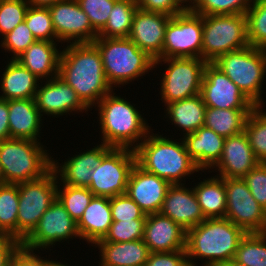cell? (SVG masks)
Listing matches in <instances>:
<instances>
[{
  "label": "cell",
  "mask_w": 266,
  "mask_h": 266,
  "mask_svg": "<svg viewBox=\"0 0 266 266\" xmlns=\"http://www.w3.org/2000/svg\"><path fill=\"white\" fill-rule=\"evenodd\" d=\"M3 184H5V181H4L2 168H1V165H0V186L3 185Z\"/></svg>",
  "instance_id": "cell-56"
},
{
  "label": "cell",
  "mask_w": 266,
  "mask_h": 266,
  "mask_svg": "<svg viewBox=\"0 0 266 266\" xmlns=\"http://www.w3.org/2000/svg\"><path fill=\"white\" fill-rule=\"evenodd\" d=\"M245 235L242 228L225 217L205 219L186 231L185 250L189 266H197L198 258L199 261L205 258L202 266H218L234 259Z\"/></svg>",
  "instance_id": "cell-2"
},
{
  "label": "cell",
  "mask_w": 266,
  "mask_h": 266,
  "mask_svg": "<svg viewBox=\"0 0 266 266\" xmlns=\"http://www.w3.org/2000/svg\"><path fill=\"white\" fill-rule=\"evenodd\" d=\"M253 109H218L206 107L204 126L224 138L244 132L247 117Z\"/></svg>",
  "instance_id": "cell-32"
},
{
  "label": "cell",
  "mask_w": 266,
  "mask_h": 266,
  "mask_svg": "<svg viewBox=\"0 0 266 266\" xmlns=\"http://www.w3.org/2000/svg\"><path fill=\"white\" fill-rule=\"evenodd\" d=\"M218 266H246V265L240 264V263L236 262L234 259H232V260H230L226 263L220 264Z\"/></svg>",
  "instance_id": "cell-53"
},
{
  "label": "cell",
  "mask_w": 266,
  "mask_h": 266,
  "mask_svg": "<svg viewBox=\"0 0 266 266\" xmlns=\"http://www.w3.org/2000/svg\"><path fill=\"white\" fill-rule=\"evenodd\" d=\"M206 107L218 109H253L255 105L213 63H207L200 92Z\"/></svg>",
  "instance_id": "cell-16"
},
{
  "label": "cell",
  "mask_w": 266,
  "mask_h": 266,
  "mask_svg": "<svg viewBox=\"0 0 266 266\" xmlns=\"http://www.w3.org/2000/svg\"><path fill=\"white\" fill-rule=\"evenodd\" d=\"M243 180L254 199L266 210V163L260 162Z\"/></svg>",
  "instance_id": "cell-46"
},
{
  "label": "cell",
  "mask_w": 266,
  "mask_h": 266,
  "mask_svg": "<svg viewBox=\"0 0 266 266\" xmlns=\"http://www.w3.org/2000/svg\"><path fill=\"white\" fill-rule=\"evenodd\" d=\"M172 184L163 201L160 213L179 224L185 231L199 225L206 218L197 201L193 187Z\"/></svg>",
  "instance_id": "cell-21"
},
{
  "label": "cell",
  "mask_w": 266,
  "mask_h": 266,
  "mask_svg": "<svg viewBox=\"0 0 266 266\" xmlns=\"http://www.w3.org/2000/svg\"><path fill=\"white\" fill-rule=\"evenodd\" d=\"M170 18L168 14L137 8L128 38L139 49L157 60L162 54L165 32Z\"/></svg>",
  "instance_id": "cell-20"
},
{
  "label": "cell",
  "mask_w": 266,
  "mask_h": 266,
  "mask_svg": "<svg viewBox=\"0 0 266 266\" xmlns=\"http://www.w3.org/2000/svg\"><path fill=\"white\" fill-rule=\"evenodd\" d=\"M57 44L56 41L36 40L15 60L40 81L49 80L59 73L62 51L56 48Z\"/></svg>",
  "instance_id": "cell-25"
},
{
  "label": "cell",
  "mask_w": 266,
  "mask_h": 266,
  "mask_svg": "<svg viewBox=\"0 0 266 266\" xmlns=\"http://www.w3.org/2000/svg\"><path fill=\"white\" fill-rule=\"evenodd\" d=\"M213 64L226 74L255 106H264L261 89L266 76V49L249 45L220 56Z\"/></svg>",
  "instance_id": "cell-7"
},
{
  "label": "cell",
  "mask_w": 266,
  "mask_h": 266,
  "mask_svg": "<svg viewBox=\"0 0 266 266\" xmlns=\"http://www.w3.org/2000/svg\"><path fill=\"white\" fill-rule=\"evenodd\" d=\"M247 46L246 14L203 16L201 59L213 63L220 56Z\"/></svg>",
  "instance_id": "cell-8"
},
{
  "label": "cell",
  "mask_w": 266,
  "mask_h": 266,
  "mask_svg": "<svg viewBox=\"0 0 266 266\" xmlns=\"http://www.w3.org/2000/svg\"><path fill=\"white\" fill-rule=\"evenodd\" d=\"M48 8L56 33V42L92 43L97 38L98 33L77 0H61Z\"/></svg>",
  "instance_id": "cell-15"
},
{
  "label": "cell",
  "mask_w": 266,
  "mask_h": 266,
  "mask_svg": "<svg viewBox=\"0 0 266 266\" xmlns=\"http://www.w3.org/2000/svg\"><path fill=\"white\" fill-rule=\"evenodd\" d=\"M116 1L117 0H77L97 33L105 27L109 14Z\"/></svg>",
  "instance_id": "cell-44"
},
{
  "label": "cell",
  "mask_w": 266,
  "mask_h": 266,
  "mask_svg": "<svg viewBox=\"0 0 266 266\" xmlns=\"http://www.w3.org/2000/svg\"><path fill=\"white\" fill-rule=\"evenodd\" d=\"M58 180L51 169L42 178L18 184L17 240L22 242L57 198Z\"/></svg>",
  "instance_id": "cell-9"
},
{
  "label": "cell",
  "mask_w": 266,
  "mask_h": 266,
  "mask_svg": "<svg viewBox=\"0 0 266 266\" xmlns=\"http://www.w3.org/2000/svg\"><path fill=\"white\" fill-rule=\"evenodd\" d=\"M103 142L83 153L75 154L61 164L52 158V170L60 183L68 186L85 187L91 183L93 170L97 168L102 159L113 149Z\"/></svg>",
  "instance_id": "cell-19"
},
{
  "label": "cell",
  "mask_w": 266,
  "mask_h": 266,
  "mask_svg": "<svg viewBox=\"0 0 266 266\" xmlns=\"http://www.w3.org/2000/svg\"><path fill=\"white\" fill-rule=\"evenodd\" d=\"M28 8L26 0H0V35H6L23 22Z\"/></svg>",
  "instance_id": "cell-42"
},
{
  "label": "cell",
  "mask_w": 266,
  "mask_h": 266,
  "mask_svg": "<svg viewBox=\"0 0 266 266\" xmlns=\"http://www.w3.org/2000/svg\"><path fill=\"white\" fill-rule=\"evenodd\" d=\"M226 188L225 218L246 233L266 232V210L254 199L243 178H223Z\"/></svg>",
  "instance_id": "cell-13"
},
{
  "label": "cell",
  "mask_w": 266,
  "mask_h": 266,
  "mask_svg": "<svg viewBox=\"0 0 266 266\" xmlns=\"http://www.w3.org/2000/svg\"><path fill=\"white\" fill-rule=\"evenodd\" d=\"M1 47L5 52H12V58L19 57L31 44L36 41L31 30L27 27L25 21L18 24L11 32L3 36Z\"/></svg>",
  "instance_id": "cell-43"
},
{
  "label": "cell",
  "mask_w": 266,
  "mask_h": 266,
  "mask_svg": "<svg viewBox=\"0 0 266 266\" xmlns=\"http://www.w3.org/2000/svg\"><path fill=\"white\" fill-rule=\"evenodd\" d=\"M115 94L112 90L95 105V109L97 106L99 111L98 123L103 136L101 140L110 147L134 150L153 129L135 104L133 106L121 98V95Z\"/></svg>",
  "instance_id": "cell-4"
},
{
  "label": "cell",
  "mask_w": 266,
  "mask_h": 266,
  "mask_svg": "<svg viewBox=\"0 0 266 266\" xmlns=\"http://www.w3.org/2000/svg\"><path fill=\"white\" fill-rule=\"evenodd\" d=\"M143 266H189L186 250L153 252Z\"/></svg>",
  "instance_id": "cell-48"
},
{
  "label": "cell",
  "mask_w": 266,
  "mask_h": 266,
  "mask_svg": "<svg viewBox=\"0 0 266 266\" xmlns=\"http://www.w3.org/2000/svg\"><path fill=\"white\" fill-rule=\"evenodd\" d=\"M137 8L136 0H117L105 27L98 33L97 37L128 38Z\"/></svg>",
  "instance_id": "cell-33"
},
{
  "label": "cell",
  "mask_w": 266,
  "mask_h": 266,
  "mask_svg": "<svg viewBox=\"0 0 266 266\" xmlns=\"http://www.w3.org/2000/svg\"><path fill=\"white\" fill-rule=\"evenodd\" d=\"M21 242L17 239L0 236V266H10L14 252Z\"/></svg>",
  "instance_id": "cell-50"
},
{
  "label": "cell",
  "mask_w": 266,
  "mask_h": 266,
  "mask_svg": "<svg viewBox=\"0 0 266 266\" xmlns=\"http://www.w3.org/2000/svg\"><path fill=\"white\" fill-rule=\"evenodd\" d=\"M0 80L1 99H35L40 79L15 59H9ZM38 83V84H37Z\"/></svg>",
  "instance_id": "cell-28"
},
{
  "label": "cell",
  "mask_w": 266,
  "mask_h": 266,
  "mask_svg": "<svg viewBox=\"0 0 266 266\" xmlns=\"http://www.w3.org/2000/svg\"><path fill=\"white\" fill-rule=\"evenodd\" d=\"M10 138L29 139L40 142L43 118L35 99L8 100Z\"/></svg>",
  "instance_id": "cell-26"
},
{
  "label": "cell",
  "mask_w": 266,
  "mask_h": 266,
  "mask_svg": "<svg viewBox=\"0 0 266 266\" xmlns=\"http://www.w3.org/2000/svg\"><path fill=\"white\" fill-rule=\"evenodd\" d=\"M253 0H196L190 9L199 15L246 14Z\"/></svg>",
  "instance_id": "cell-39"
},
{
  "label": "cell",
  "mask_w": 266,
  "mask_h": 266,
  "mask_svg": "<svg viewBox=\"0 0 266 266\" xmlns=\"http://www.w3.org/2000/svg\"><path fill=\"white\" fill-rule=\"evenodd\" d=\"M203 16L190 8L172 16L165 32L162 54L165 58H201Z\"/></svg>",
  "instance_id": "cell-11"
},
{
  "label": "cell",
  "mask_w": 266,
  "mask_h": 266,
  "mask_svg": "<svg viewBox=\"0 0 266 266\" xmlns=\"http://www.w3.org/2000/svg\"><path fill=\"white\" fill-rule=\"evenodd\" d=\"M92 43L101 54L104 74L112 89L130 84L154 69L155 60L129 38L97 37Z\"/></svg>",
  "instance_id": "cell-5"
},
{
  "label": "cell",
  "mask_w": 266,
  "mask_h": 266,
  "mask_svg": "<svg viewBox=\"0 0 266 266\" xmlns=\"http://www.w3.org/2000/svg\"><path fill=\"white\" fill-rule=\"evenodd\" d=\"M79 238L77 223L71 218L66 208L56 200L45 211L34 230L21 242L27 249H50L57 242Z\"/></svg>",
  "instance_id": "cell-14"
},
{
  "label": "cell",
  "mask_w": 266,
  "mask_h": 266,
  "mask_svg": "<svg viewBox=\"0 0 266 266\" xmlns=\"http://www.w3.org/2000/svg\"><path fill=\"white\" fill-rule=\"evenodd\" d=\"M43 82L44 85L38 86L35 95L36 106L41 116L47 114L50 117H59L67 113L73 114V111L83 113L89 110L75 90L59 76Z\"/></svg>",
  "instance_id": "cell-17"
},
{
  "label": "cell",
  "mask_w": 266,
  "mask_h": 266,
  "mask_svg": "<svg viewBox=\"0 0 266 266\" xmlns=\"http://www.w3.org/2000/svg\"><path fill=\"white\" fill-rule=\"evenodd\" d=\"M8 100L0 98V141L10 139Z\"/></svg>",
  "instance_id": "cell-51"
},
{
  "label": "cell",
  "mask_w": 266,
  "mask_h": 266,
  "mask_svg": "<svg viewBox=\"0 0 266 266\" xmlns=\"http://www.w3.org/2000/svg\"><path fill=\"white\" fill-rule=\"evenodd\" d=\"M110 207L113 222L147 218V215L140 209L139 205L127 194L110 198Z\"/></svg>",
  "instance_id": "cell-45"
},
{
  "label": "cell",
  "mask_w": 266,
  "mask_h": 266,
  "mask_svg": "<svg viewBox=\"0 0 266 266\" xmlns=\"http://www.w3.org/2000/svg\"><path fill=\"white\" fill-rule=\"evenodd\" d=\"M99 266H143L150 251L143 239L131 242H97Z\"/></svg>",
  "instance_id": "cell-29"
},
{
  "label": "cell",
  "mask_w": 266,
  "mask_h": 266,
  "mask_svg": "<svg viewBox=\"0 0 266 266\" xmlns=\"http://www.w3.org/2000/svg\"><path fill=\"white\" fill-rule=\"evenodd\" d=\"M135 164L133 149L113 148L93 170L88 189L94 196L107 198L126 194L129 175Z\"/></svg>",
  "instance_id": "cell-12"
},
{
  "label": "cell",
  "mask_w": 266,
  "mask_h": 266,
  "mask_svg": "<svg viewBox=\"0 0 266 266\" xmlns=\"http://www.w3.org/2000/svg\"><path fill=\"white\" fill-rule=\"evenodd\" d=\"M24 21L36 40H56V33L48 7H34L29 5Z\"/></svg>",
  "instance_id": "cell-40"
},
{
  "label": "cell",
  "mask_w": 266,
  "mask_h": 266,
  "mask_svg": "<svg viewBox=\"0 0 266 266\" xmlns=\"http://www.w3.org/2000/svg\"><path fill=\"white\" fill-rule=\"evenodd\" d=\"M196 0H181L183 4L186 3V7L190 8ZM188 3V4H187ZM191 4V5H190Z\"/></svg>",
  "instance_id": "cell-55"
},
{
  "label": "cell",
  "mask_w": 266,
  "mask_h": 266,
  "mask_svg": "<svg viewBox=\"0 0 266 266\" xmlns=\"http://www.w3.org/2000/svg\"><path fill=\"white\" fill-rule=\"evenodd\" d=\"M65 47L61 52L58 76L91 109L113 90L106 80L101 54L93 43H71Z\"/></svg>",
  "instance_id": "cell-1"
},
{
  "label": "cell",
  "mask_w": 266,
  "mask_h": 266,
  "mask_svg": "<svg viewBox=\"0 0 266 266\" xmlns=\"http://www.w3.org/2000/svg\"><path fill=\"white\" fill-rule=\"evenodd\" d=\"M234 260L246 266H266V232L246 233L238 245Z\"/></svg>",
  "instance_id": "cell-36"
},
{
  "label": "cell",
  "mask_w": 266,
  "mask_h": 266,
  "mask_svg": "<svg viewBox=\"0 0 266 266\" xmlns=\"http://www.w3.org/2000/svg\"><path fill=\"white\" fill-rule=\"evenodd\" d=\"M182 138L188 154L201 171H210L218 163L226 139L205 126Z\"/></svg>",
  "instance_id": "cell-24"
},
{
  "label": "cell",
  "mask_w": 266,
  "mask_h": 266,
  "mask_svg": "<svg viewBox=\"0 0 266 266\" xmlns=\"http://www.w3.org/2000/svg\"><path fill=\"white\" fill-rule=\"evenodd\" d=\"M259 163L243 132L225 139L221 158L212 169L218 170L217 176L222 178H243Z\"/></svg>",
  "instance_id": "cell-23"
},
{
  "label": "cell",
  "mask_w": 266,
  "mask_h": 266,
  "mask_svg": "<svg viewBox=\"0 0 266 266\" xmlns=\"http://www.w3.org/2000/svg\"><path fill=\"white\" fill-rule=\"evenodd\" d=\"M139 9L161 12L171 17L185 11L188 7L181 0H136Z\"/></svg>",
  "instance_id": "cell-47"
},
{
  "label": "cell",
  "mask_w": 266,
  "mask_h": 266,
  "mask_svg": "<svg viewBox=\"0 0 266 266\" xmlns=\"http://www.w3.org/2000/svg\"><path fill=\"white\" fill-rule=\"evenodd\" d=\"M204 217L224 218L226 213V188L219 176L203 179L193 188Z\"/></svg>",
  "instance_id": "cell-31"
},
{
  "label": "cell",
  "mask_w": 266,
  "mask_h": 266,
  "mask_svg": "<svg viewBox=\"0 0 266 266\" xmlns=\"http://www.w3.org/2000/svg\"><path fill=\"white\" fill-rule=\"evenodd\" d=\"M246 17L249 45L266 49V0H253Z\"/></svg>",
  "instance_id": "cell-38"
},
{
  "label": "cell",
  "mask_w": 266,
  "mask_h": 266,
  "mask_svg": "<svg viewBox=\"0 0 266 266\" xmlns=\"http://www.w3.org/2000/svg\"><path fill=\"white\" fill-rule=\"evenodd\" d=\"M171 185L169 181L145 171L136 163L129 175L126 194L146 215L154 214L160 212Z\"/></svg>",
  "instance_id": "cell-18"
},
{
  "label": "cell",
  "mask_w": 266,
  "mask_h": 266,
  "mask_svg": "<svg viewBox=\"0 0 266 266\" xmlns=\"http://www.w3.org/2000/svg\"><path fill=\"white\" fill-rule=\"evenodd\" d=\"M146 219L112 222L104 239L98 242H131L143 239Z\"/></svg>",
  "instance_id": "cell-41"
},
{
  "label": "cell",
  "mask_w": 266,
  "mask_h": 266,
  "mask_svg": "<svg viewBox=\"0 0 266 266\" xmlns=\"http://www.w3.org/2000/svg\"><path fill=\"white\" fill-rule=\"evenodd\" d=\"M262 105L255 106L247 117L244 133L248 137L256 158L266 163V111Z\"/></svg>",
  "instance_id": "cell-35"
},
{
  "label": "cell",
  "mask_w": 266,
  "mask_h": 266,
  "mask_svg": "<svg viewBox=\"0 0 266 266\" xmlns=\"http://www.w3.org/2000/svg\"><path fill=\"white\" fill-rule=\"evenodd\" d=\"M47 266H69L67 263L65 264V262H64V264L63 263H61V262H58V261H52V259L47 263Z\"/></svg>",
  "instance_id": "cell-54"
},
{
  "label": "cell",
  "mask_w": 266,
  "mask_h": 266,
  "mask_svg": "<svg viewBox=\"0 0 266 266\" xmlns=\"http://www.w3.org/2000/svg\"><path fill=\"white\" fill-rule=\"evenodd\" d=\"M165 107L164 112L167 113L165 116L170 119L172 125L174 124L175 127L182 129V137L194 133L204 126L206 105L200 93L169 103Z\"/></svg>",
  "instance_id": "cell-30"
},
{
  "label": "cell",
  "mask_w": 266,
  "mask_h": 266,
  "mask_svg": "<svg viewBox=\"0 0 266 266\" xmlns=\"http://www.w3.org/2000/svg\"><path fill=\"white\" fill-rule=\"evenodd\" d=\"M41 142L10 138L0 141L4 181L19 184L42 178L52 168V156Z\"/></svg>",
  "instance_id": "cell-6"
},
{
  "label": "cell",
  "mask_w": 266,
  "mask_h": 266,
  "mask_svg": "<svg viewBox=\"0 0 266 266\" xmlns=\"http://www.w3.org/2000/svg\"><path fill=\"white\" fill-rule=\"evenodd\" d=\"M165 73L160 82V96L165 106L169 103L195 96L201 92L204 69L207 62L201 58L157 59L154 68L163 63Z\"/></svg>",
  "instance_id": "cell-10"
},
{
  "label": "cell",
  "mask_w": 266,
  "mask_h": 266,
  "mask_svg": "<svg viewBox=\"0 0 266 266\" xmlns=\"http://www.w3.org/2000/svg\"><path fill=\"white\" fill-rule=\"evenodd\" d=\"M176 140L149 132L134 149L136 163L171 184H182V178L201 170L188 154L183 138Z\"/></svg>",
  "instance_id": "cell-3"
},
{
  "label": "cell",
  "mask_w": 266,
  "mask_h": 266,
  "mask_svg": "<svg viewBox=\"0 0 266 266\" xmlns=\"http://www.w3.org/2000/svg\"><path fill=\"white\" fill-rule=\"evenodd\" d=\"M143 241L150 253L181 251L186 249V231L160 212L148 214Z\"/></svg>",
  "instance_id": "cell-22"
},
{
  "label": "cell",
  "mask_w": 266,
  "mask_h": 266,
  "mask_svg": "<svg viewBox=\"0 0 266 266\" xmlns=\"http://www.w3.org/2000/svg\"><path fill=\"white\" fill-rule=\"evenodd\" d=\"M18 184L0 186V236L17 239Z\"/></svg>",
  "instance_id": "cell-34"
},
{
  "label": "cell",
  "mask_w": 266,
  "mask_h": 266,
  "mask_svg": "<svg viewBox=\"0 0 266 266\" xmlns=\"http://www.w3.org/2000/svg\"><path fill=\"white\" fill-rule=\"evenodd\" d=\"M50 259L35 254L34 250L27 249L22 245L14 252L10 266H47Z\"/></svg>",
  "instance_id": "cell-49"
},
{
  "label": "cell",
  "mask_w": 266,
  "mask_h": 266,
  "mask_svg": "<svg viewBox=\"0 0 266 266\" xmlns=\"http://www.w3.org/2000/svg\"><path fill=\"white\" fill-rule=\"evenodd\" d=\"M58 181L57 199L66 208L71 218L77 223L89 205L94 194L85 187L61 185Z\"/></svg>",
  "instance_id": "cell-37"
},
{
  "label": "cell",
  "mask_w": 266,
  "mask_h": 266,
  "mask_svg": "<svg viewBox=\"0 0 266 266\" xmlns=\"http://www.w3.org/2000/svg\"><path fill=\"white\" fill-rule=\"evenodd\" d=\"M110 198L93 196L81 219L77 222L80 240L95 244L104 239L112 225Z\"/></svg>",
  "instance_id": "cell-27"
},
{
  "label": "cell",
  "mask_w": 266,
  "mask_h": 266,
  "mask_svg": "<svg viewBox=\"0 0 266 266\" xmlns=\"http://www.w3.org/2000/svg\"><path fill=\"white\" fill-rule=\"evenodd\" d=\"M30 6L34 7H49L55 2L61 0H26Z\"/></svg>",
  "instance_id": "cell-52"
}]
</instances>
